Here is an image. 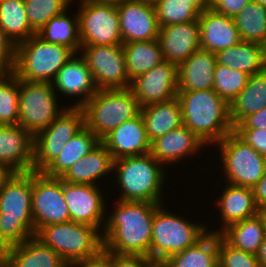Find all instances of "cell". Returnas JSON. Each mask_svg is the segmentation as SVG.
<instances>
[{
  "instance_id": "cell-52",
  "label": "cell",
  "mask_w": 266,
  "mask_h": 267,
  "mask_svg": "<svg viewBox=\"0 0 266 267\" xmlns=\"http://www.w3.org/2000/svg\"><path fill=\"white\" fill-rule=\"evenodd\" d=\"M256 259L260 263L261 267H266V236L259 247V250L256 254Z\"/></svg>"
},
{
  "instance_id": "cell-28",
  "label": "cell",
  "mask_w": 266,
  "mask_h": 267,
  "mask_svg": "<svg viewBox=\"0 0 266 267\" xmlns=\"http://www.w3.org/2000/svg\"><path fill=\"white\" fill-rule=\"evenodd\" d=\"M141 116L150 142L183 125L181 104L177 97L142 107Z\"/></svg>"
},
{
  "instance_id": "cell-2",
  "label": "cell",
  "mask_w": 266,
  "mask_h": 267,
  "mask_svg": "<svg viewBox=\"0 0 266 267\" xmlns=\"http://www.w3.org/2000/svg\"><path fill=\"white\" fill-rule=\"evenodd\" d=\"M34 235L32 171L14 172L0 189V253Z\"/></svg>"
},
{
  "instance_id": "cell-7",
  "label": "cell",
  "mask_w": 266,
  "mask_h": 267,
  "mask_svg": "<svg viewBox=\"0 0 266 267\" xmlns=\"http://www.w3.org/2000/svg\"><path fill=\"white\" fill-rule=\"evenodd\" d=\"M164 206L162 204L154 213L149 250L152 261H165L169 256L196 244L209 232V226L205 223L188 221Z\"/></svg>"
},
{
  "instance_id": "cell-43",
  "label": "cell",
  "mask_w": 266,
  "mask_h": 267,
  "mask_svg": "<svg viewBox=\"0 0 266 267\" xmlns=\"http://www.w3.org/2000/svg\"><path fill=\"white\" fill-rule=\"evenodd\" d=\"M234 132L259 154L266 157V129H234Z\"/></svg>"
},
{
  "instance_id": "cell-21",
  "label": "cell",
  "mask_w": 266,
  "mask_h": 267,
  "mask_svg": "<svg viewBox=\"0 0 266 267\" xmlns=\"http://www.w3.org/2000/svg\"><path fill=\"white\" fill-rule=\"evenodd\" d=\"M101 143L109 150L114 160L149 154L151 150V142L147 137L141 113L111 131Z\"/></svg>"
},
{
  "instance_id": "cell-49",
  "label": "cell",
  "mask_w": 266,
  "mask_h": 267,
  "mask_svg": "<svg viewBox=\"0 0 266 267\" xmlns=\"http://www.w3.org/2000/svg\"><path fill=\"white\" fill-rule=\"evenodd\" d=\"M252 189L257 208L260 211L266 210V173Z\"/></svg>"
},
{
  "instance_id": "cell-41",
  "label": "cell",
  "mask_w": 266,
  "mask_h": 267,
  "mask_svg": "<svg viewBox=\"0 0 266 267\" xmlns=\"http://www.w3.org/2000/svg\"><path fill=\"white\" fill-rule=\"evenodd\" d=\"M28 22L37 33L52 17L69 8L72 0H24Z\"/></svg>"
},
{
  "instance_id": "cell-30",
  "label": "cell",
  "mask_w": 266,
  "mask_h": 267,
  "mask_svg": "<svg viewBox=\"0 0 266 267\" xmlns=\"http://www.w3.org/2000/svg\"><path fill=\"white\" fill-rule=\"evenodd\" d=\"M215 55L218 64L245 72L249 76L266 70L264 46L261 44L240 41Z\"/></svg>"
},
{
  "instance_id": "cell-48",
  "label": "cell",
  "mask_w": 266,
  "mask_h": 267,
  "mask_svg": "<svg viewBox=\"0 0 266 267\" xmlns=\"http://www.w3.org/2000/svg\"><path fill=\"white\" fill-rule=\"evenodd\" d=\"M16 46L0 29V57L13 69Z\"/></svg>"
},
{
  "instance_id": "cell-40",
  "label": "cell",
  "mask_w": 266,
  "mask_h": 267,
  "mask_svg": "<svg viewBox=\"0 0 266 267\" xmlns=\"http://www.w3.org/2000/svg\"><path fill=\"white\" fill-rule=\"evenodd\" d=\"M19 115V79L11 72L0 80V124L17 125Z\"/></svg>"
},
{
  "instance_id": "cell-23",
  "label": "cell",
  "mask_w": 266,
  "mask_h": 267,
  "mask_svg": "<svg viewBox=\"0 0 266 267\" xmlns=\"http://www.w3.org/2000/svg\"><path fill=\"white\" fill-rule=\"evenodd\" d=\"M200 49L217 53L238 44L239 32L234 18L208 9L200 13Z\"/></svg>"
},
{
  "instance_id": "cell-12",
  "label": "cell",
  "mask_w": 266,
  "mask_h": 267,
  "mask_svg": "<svg viewBox=\"0 0 266 267\" xmlns=\"http://www.w3.org/2000/svg\"><path fill=\"white\" fill-rule=\"evenodd\" d=\"M82 108L67 107L47 128L34 136L33 171L42 172L83 127Z\"/></svg>"
},
{
  "instance_id": "cell-59",
  "label": "cell",
  "mask_w": 266,
  "mask_h": 267,
  "mask_svg": "<svg viewBox=\"0 0 266 267\" xmlns=\"http://www.w3.org/2000/svg\"><path fill=\"white\" fill-rule=\"evenodd\" d=\"M2 265V254L0 253V266Z\"/></svg>"
},
{
  "instance_id": "cell-33",
  "label": "cell",
  "mask_w": 266,
  "mask_h": 267,
  "mask_svg": "<svg viewBox=\"0 0 266 267\" xmlns=\"http://www.w3.org/2000/svg\"><path fill=\"white\" fill-rule=\"evenodd\" d=\"M122 49L130 82L165 61L158 39L123 43Z\"/></svg>"
},
{
  "instance_id": "cell-51",
  "label": "cell",
  "mask_w": 266,
  "mask_h": 267,
  "mask_svg": "<svg viewBox=\"0 0 266 267\" xmlns=\"http://www.w3.org/2000/svg\"><path fill=\"white\" fill-rule=\"evenodd\" d=\"M190 3L201 13L212 9L213 0H189Z\"/></svg>"
},
{
  "instance_id": "cell-14",
  "label": "cell",
  "mask_w": 266,
  "mask_h": 267,
  "mask_svg": "<svg viewBox=\"0 0 266 267\" xmlns=\"http://www.w3.org/2000/svg\"><path fill=\"white\" fill-rule=\"evenodd\" d=\"M80 51L98 90L130 87L122 44L81 45Z\"/></svg>"
},
{
  "instance_id": "cell-25",
  "label": "cell",
  "mask_w": 266,
  "mask_h": 267,
  "mask_svg": "<svg viewBox=\"0 0 266 267\" xmlns=\"http://www.w3.org/2000/svg\"><path fill=\"white\" fill-rule=\"evenodd\" d=\"M3 267H67V262L35 235L2 253Z\"/></svg>"
},
{
  "instance_id": "cell-27",
  "label": "cell",
  "mask_w": 266,
  "mask_h": 267,
  "mask_svg": "<svg viewBox=\"0 0 266 267\" xmlns=\"http://www.w3.org/2000/svg\"><path fill=\"white\" fill-rule=\"evenodd\" d=\"M114 159L109 150L100 143L93 151L84 158L76 161L61 177L65 182L100 185L98 179L110 175L113 171Z\"/></svg>"
},
{
  "instance_id": "cell-54",
  "label": "cell",
  "mask_w": 266,
  "mask_h": 267,
  "mask_svg": "<svg viewBox=\"0 0 266 267\" xmlns=\"http://www.w3.org/2000/svg\"><path fill=\"white\" fill-rule=\"evenodd\" d=\"M146 267H168L164 261H151Z\"/></svg>"
},
{
  "instance_id": "cell-32",
  "label": "cell",
  "mask_w": 266,
  "mask_h": 267,
  "mask_svg": "<svg viewBox=\"0 0 266 267\" xmlns=\"http://www.w3.org/2000/svg\"><path fill=\"white\" fill-rule=\"evenodd\" d=\"M220 236L231 246L256 255L266 236L263 215H257L228 225Z\"/></svg>"
},
{
  "instance_id": "cell-53",
  "label": "cell",
  "mask_w": 266,
  "mask_h": 267,
  "mask_svg": "<svg viewBox=\"0 0 266 267\" xmlns=\"http://www.w3.org/2000/svg\"><path fill=\"white\" fill-rule=\"evenodd\" d=\"M12 68L0 57V80L8 76Z\"/></svg>"
},
{
  "instance_id": "cell-56",
  "label": "cell",
  "mask_w": 266,
  "mask_h": 267,
  "mask_svg": "<svg viewBox=\"0 0 266 267\" xmlns=\"http://www.w3.org/2000/svg\"><path fill=\"white\" fill-rule=\"evenodd\" d=\"M260 213L263 215V219L266 225V210L260 211Z\"/></svg>"
},
{
  "instance_id": "cell-26",
  "label": "cell",
  "mask_w": 266,
  "mask_h": 267,
  "mask_svg": "<svg viewBox=\"0 0 266 267\" xmlns=\"http://www.w3.org/2000/svg\"><path fill=\"white\" fill-rule=\"evenodd\" d=\"M216 55L199 49L178 66V91L213 89Z\"/></svg>"
},
{
  "instance_id": "cell-13",
  "label": "cell",
  "mask_w": 266,
  "mask_h": 267,
  "mask_svg": "<svg viewBox=\"0 0 266 267\" xmlns=\"http://www.w3.org/2000/svg\"><path fill=\"white\" fill-rule=\"evenodd\" d=\"M32 215L34 234L44 226L71 221L61 178L32 171Z\"/></svg>"
},
{
  "instance_id": "cell-5",
  "label": "cell",
  "mask_w": 266,
  "mask_h": 267,
  "mask_svg": "<svg viewBox=\"0 0 266 267\" xmlns=\"http://www.w3.org/2000/svg\"><path fill=\"white\" fill-rule=\"evenodd\" d=\"M73 54L70 48L46 42L35 34L16 45L12 72L21 80L51 83Z\"/></svg>"
},
{
  "instance_id": "cell-35",
  "label": "cell",
  "mask_w": 266,
  "mask_h": 267,
  "mask_svg": "<svg viewBox=\"0 0 266 267\" xmlns=\"http://www.w3.org/2000/svg\"><path fill=\"white\" fill-rule=\"evenodd\" d=\"M69 9L52 17L38 32L37 35L44 41L59 44L70 48L74 53H80L81 43L79 34L78 14L68 15ZM71 16V17H70Z\"/></svg>"
},
{
  "instance_id": "cell-57",
  "label": "cell",
  "mask_w": 266,
  "mask_h": 267,
  "mask_svg": "<svg viewBox=\"0 0 266 267\" xmlns=\"http://www.w3.org/2000/svg\"><path fill=\"white\" fill-rule=\"evenodd\" d=\"M258 3H261L264 7H266V0H255Z\"/></svg>"
},
{
  "instance_id": "cell-9",
  "label": "cell",
  "mask_w": 266,
  "mask_h": 267,
  "mask_svg": "<svg viewBox=\"0 0 266 267\" xmlns=\"http://www.w3.org/2000/svg\"><path fill=\"white\" fill-rule=\"evenodd\" d=\"M214 146L227 184L253 188L266 173V157L242 140L234 131Z\"/></svg>"
},
{
  "instance_id": "cell-45",
  "label": "cell",
  "mask_w": 266,
  "mask_h": 267,
  "mask_svg": "<svg viewBox=\"0 0 266 267\" xmlns=\"http://www.w3.org/2000/svg\"><path fill=\"white\" fill-rule=\"evenodd\" d=\"M151 261L146 255L116 254L112 252V267H146Z\"/></svg>"
},
{
  "instance_id": "cell-16",
  "label": "cell",
  "mask_w": 266,
  "mask_h": 267,
  "mask_svg": "<svg viewBox=\"0 0 266 267\" xmlns=\"http://www.w3.org/2000/svg\"><path fill=\"white\" fill-rule=\"evenodd\" d=\"M129 88L141 107L169 101L178 94V66L165 60L133 79Z\"/></svg>"
},
{
  "instance_id": "cell-20",
  "label": "cell",
  "mask_w": 266,
  "mask_h": 267,
  "mask_svg": "<svg viewBox=\"0 0 266 267\" xmlns=\"http://www.w3.org/2000/svg\"><path fill=\"white\" fill-rule=\"evenodd\" d=\"M34 136L17 125L0 126V162L14 172L33 171Z\"/></svg>"
},
{
  "instance_id": "cell-31",
  "label": "cell",
  "mask_w": 266,
  "mask_h": 267,
  "mask_svg": "<svg viewBox=\"0 0 266 267\" xmlns=\"http://www.w3.org/2000/svg\"><path fill=\"white\" fill-rule=\"evenodd\" d=\"M100 143L101 140L84 126L42 172L49 177L61 178L76 161L84 158Z\"/></svg>"
},
{
  "instance_id": "cell-6",
  "label": "cell",
  "mask_w": 266,
  "mask_h": 267,
  "mask_svg": "<svg viewBox=\"0 0 266 267\" xmlns=\"http://www.w3.org/2000/svg\"><path fill=\"white\" fill-rule=\"evenodd\" d=\"M130 88L102 89L82 107L85 126L100 140L125 121L141 113Z\"/></svg>"
},
{
  "instance_id": "cell-46",
  "label": "cell",
  "mask_w": 266,
  "mask_h": 267,
  "mask_svg": "<svg viewBox=\"0 0 266 267\" xmlns=\"http://www.w3.org/2000/svg\"><path fill=\"white\" fill-rule=\"evenodd\" d=\"M252 0H213L212 9L218 13L234 18L240 10Z\"/></svg>"
},
{
  "instance_id": "cell-19",
  "label": "cell",
  "mask_w": 266,
  "mask_h": 267,
  "mask_svg": "<svg viewBox=\"0 0 266 267\" xmlns=\"http://www.w3.org/2000/svg\"><path fill=\"white\" fill-rule=\"evenodd\" d=\"M158 42L164 59L179 66L200 49L199 20L160 27Z\"/></svg>"
},
{
  "instance_id": "cell-3",
  "label": "cell",
  "mask_w": 266,
  "mask_h": 267,
  "mask_svg": "<svg viewBox=\"0 0 266 267\" xmlns=\"http://www.w3.org/2000/svg\"><path fill=\"white\" fill-rule=\"evenodd\" d=\"M183 125L205 145H214L234 131L229 104L213 89L178 91Z\"/></svg>"
},
{
  "instance_id": "cell-18",
  "label": "cell",
  "mask_w": 266,
  "mask_h": 267,
  "mask_svg": "<svg viewBox=\"0 0 266 267\" xmlns=\"http://www.w3.org/2000/svg\"><path fill=\"white\" fill-rule=\"evenodd\" d=\"M51 84L57 95L60 93L71 99L77 97V101L69 107L82 108L98 91L84 57L78 53L62 66Z\"/></svg>"
},
{
  "instance_id": "cell-34",
  "label": "cell",
  "mask_w": 266,
  "mask_h": 267,
  "mask_svg": "<svg viewBox=\"0 0 266 267\" xmlns=\"http://www.w3.org/2000/svg\"><path fill=\"white\" fill-rule=\"evenodd\" d=\"M164 262L168 267H218V233L208 232L196 244Z\"/></svg>"
},
{
  "instance_id": "cell-39",
  "label": "cell",
  "mask_w": 266,
  "mask_h": 267,
  "mask_svg": "<svg viewBox=\"0 0 266 267\" xmlns=\"http://www.w3.org/2000/svg\"><path fill=\"white\" fill-rule=\"evenodd\" d=\"M249 75L227 66L216 64L213 90L228 104L245 88Z\"/></svg>"
},
{
  "instance_id": "cell-15",
  "label": "cell",
  "mask_w": 266,
  "mask_h": 267,
  "mask_svg": "<svg viewBox=\"0 0 266 267\" xmlns=\"http://www.w3.org/2000/svg\"><path fill=\"white\" fill-rule=\"evenodd\" d=\"M101 190L97 185L63 181V195L72 222L93 226L102 233L107 205Z\"/></svg>"
},
{
  "instance_id": "cell-42",
  "label": "cell",
  "mask_w": 266,
  "mask_h": 267,
  "mask_svg": "<svg viewBox=\"0 0 266 267\" xmlns=\"http://www.w3.org/2000/svg\"><path fill=\"white\" fill-rule=\"evenodd\" d=\"M218 267H261L256 255L237 249L218 234Z\"/></svg>"
},
{
  "instance_id": "cell-55",
  "label": "cell",
  "mask_w": 266,
  "mask_h": 267,
  "mask_svg": "<svg viewBox=\"0 0 266 267\" xmlns=\"http://www.w3.org/2000/svg\"><path fill=\"white\" fill-rule=\"evenodd\" d=\"M109 2H112L114 4L120 3V2H125V1H134V0H107Z\"/></svg>"
},
{
  "instance_id": "cell-17",
  "label": "cell",
  "mask_w": 266,
  "mask_h": 267,
  "mask_svg": "<svg viewBox=\"0 0 266 267\" xmlns=\"http://www.w3.org/2000/svg\"><path fill=\"white\" fill-rule=\"evenodd\" d=\"M123 43L158 39L159 25L154 3L147 0L116 4Z\"/></svg>"
},
{
  "instance_id": "cell-50",
  "label": "cell",
  "mask_w": 266,
  "mask_h": 267,
  "mask_svg": "<svg viewBox=\"0 0 266 267\" xmlns=\"http://www.w3.org/2000/svg\"><path fill=\"white\" fill-rule=\"evenodd\" d=\"M14 171L11 170L6 164L0 162V189L4 186L5 182L13 175Z\"/></svg>"
},
{
  "instance_id": "cell-58",
  "label": "cell",
  "mask_w": 266,
  "mask_h": 267,
  "mask_svg": "<svg viewBox=\"0 0 266 267\" xmlns=\"http://www.w3.org/2000/svg\"><path fill=\"white\" fill-rule=\"evenodd\" d=\"M265 65H266V43L264 44Z\"/></svg>"
},
{
  "instance_id": "cell-47",
  "label": "cell",
  "mask_w": 266,
  "mask_h": 267,
  "mask_svg": "<svg viewBox=\"0 0 266 267\" xmlns=\"http://www.w3.org/2000/svg\"><path fill=\"white\" fill-rule=\"evenodd\" d=\"M234 129H266V107L247 116Z\"/></svg>"
},
{
  "instance_id": "cell-44",
  "label": "cell",
  "mask_w": 266,
  "mask_h": 267,
  "mask_svg": "<svg viewBox=\"0 0 266 267\" xmlns=\"http://www.w3.org/2000/svg\"><path fill=\"white\" fill-rule=\"evenodd\" d=\"M67 267H112V252L104 248L95 256L67 263Z\"/></svg>"
},
{
  "instance_id": "cell-1",
  "label": "cell",
  "mask_w": 266,
  "mask_h": 267,
  "mask_svg": "<svg viewBox=\"0 0 266 267\" xmlns=\"http://www.w3.org/2000/svg\"><path fill=\"white\" fill-rule=\"evenodd\" d=\"M117 201L113 206L115 210L105 217L104 249L116 254L149 257L154 213L162 204Z\"/></svg>"
},
{
  "instance_id": "cell-29",
  "label": "cell",
  "mask_w": 266,
  "mask_h": 267,
  "mask_svg": "<svg viewBox=\"0 0 266 267\" xmlns=\"http://www.w3.org/2000/svg\"><path fill=\"white\" fill-rule=\"evenodd\" d=\"M266 107V70L249 76L245 88L229 104V117L235 128L247 116Z\"/></svg>"
},
{
  "instance_id": "cell-36",
  "label": "cell",
  "mask_w": 266,
  "mask_h": 267,
  "mask_svg": "<svg viewBox=\"0 0 266 267\" xmlns=\"http://www.w3.org/2000/svg\"><path fill=\"white\" fill-rule=\"evenodd\" d=\"M0 29L15 46L37 34L28 22L24 0H0Z\"/></svg>"
},
{
  "instance_id": "cell-22",
  "label": "cell",
  "mask_w": 266,
  "mask_h": 267,
  "mask_svg": "<svg viewBox=\"0 0 266 267\" xmlns=\"http://www.w3.org/2000/svg\"><path fill=\"white\" fill-rule=\"evenodd\" d=\"M206 145L186 126L181 125L151 142L150 154L164 167L183 162L190 155L200 154Z\"/></svg>"
},
{
  "instance_id": "cell-10",
  "label": "cell",
  "mask_w": 266,
  "mask_h": 267,
  "mask_svg": "<svg viewBox=\"0 0 266 267\" xmlns=\"http://www.w3.org/2000/svg\"><path fill=\"white\" fill-rule=\"evenodd\" d=\"M51 83L19 79L18 125L35 136L47 128L65 109Z\"/></svg>"
},
{
  "instance_id": "cell-38",
  "label": "cell",
  "mask_w": 266,
  "mask_h": 267,
  "mask_svg": "<svg viewBox=\"0 0 266 267\" xmlns=\"http://www.w3.org/2000/svg\"><path fill=\"white\" fill-rule=\"evenodd\" d=\"M154 6L159 27L192 22L200 16L189 0H157Z\"/></svg>"
},
{
  "instance_id": "cell-4",
  "label": "cell",
  "mask_w": 266,
  "mask_h": 267,
  "mask_svg": "<svg viewBox=\"0 0 266 267\" xmlns=\"http://www.w3.org/2000/svg\"><path fill=\"white\" fill-rule=\"evenodd\" d=\"M114 184L120 187L121 201L163 204L164 166L150 153L114 160Z\"/></svg>"
},
{
  "instance_id": "cell-24",
  "label": "cell",
  "mask_w": 266,
  "mask_h": 267,
  "mask_svg": "<svg viewBox=\"0 0 266 267\" xmlns=\"http://www.w3.org/2000/svg\"><path fill=\"white\" fill-rule=\"evenodd\" d=\"M225 188L218 196L215 203L220 211V229L209 230L212 233H220L228 225L257 215L260 210L257 208L252 188L234 186L225 183ZM222 219V220H221Z\"/></svg>"
},
{
  "instance_id": "cell-8",
  "label": "cell",
  "mask_w": 266,
  "mask_h": 267,
  "mask_svg": "<svg viewBox=\"0 0 266 267\" xmlns=\"http://www.w3.org/2000/svg\"><path fill=\"white\" fill-rule=\"evenodd\" d=\"M35 236L67 263L93 257L104 248L102 233L97 228L72 221L44 226Z\"/></svg>"
},
{
  "instance_id": "cell-37",
  "label": "cell",
  "mask_w": 266,
  "mask_h": 267,
  "mask_svg": "<svg viewBox=\"0 0 266 267\" xmlns=\"http://www.w3.org/2000/svg\"><path fill=\"white\" fill-rule=\"evenodd\" d=\"M234 21L241 41L264 46L266 43V7L252 0L240 10L234 17Z\"/></svg>"
},
{
  "instance_id": "cell-11",
  "label": "cell",
  "mask_w": 266,
  "mask_h": 267,
  "mask_svg": "<svg viewBox=\"0 0 266 267\" xmlns=\"http://www.w3.org/2000/svg\"><path fill=\"white\" fill-rule=\"evenodd\" d=\"M78 4L81 45L123 44L116 4L107 0H83Z\"/></svg>"
},
{
  "instance_id": "cell-60",
  "label": "cell",
  "mask_w": 266,
  "mask_h": 267,
  "mask_svg": "<svg viewBox=\"0 0 266 267\" xmlns=\"http://www.w3.org/2000/svg\"><path fill=\"white\" fill-rule=\"evenodd\" d=\"M147 1H149V2H151V3H154V2H156L157 0H147Z\"/></svg>"
}]
</instances>
